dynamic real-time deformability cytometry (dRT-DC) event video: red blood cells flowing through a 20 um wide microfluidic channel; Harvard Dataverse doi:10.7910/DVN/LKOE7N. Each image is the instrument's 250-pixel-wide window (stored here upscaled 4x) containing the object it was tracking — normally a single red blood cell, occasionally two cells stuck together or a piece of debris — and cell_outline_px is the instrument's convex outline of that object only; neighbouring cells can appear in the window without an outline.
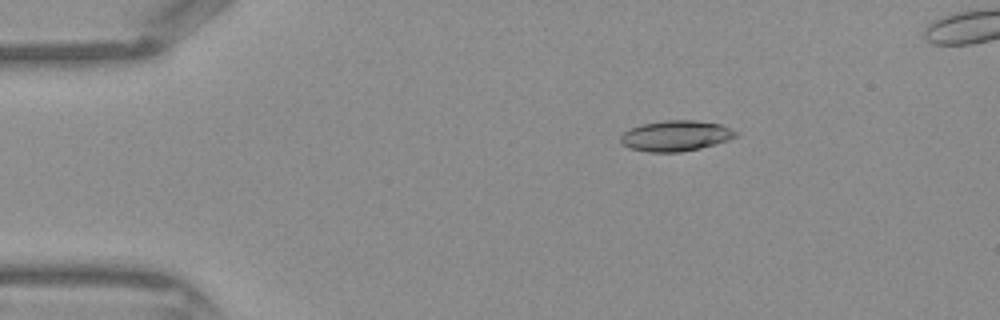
{"species": "Egyptian fruit bat (a non-hibernating species)", "species_latin": "Rousettus aegyptiacus", "temperature_condition": "warm", "stored_images_in_passage": 43, "camera_frame_rate_fps": 3000, "um_per_image_px": 0.085, "frame": {"image": 1, "passage_image": 8, "time_ms": 2.333, "image_size_px": [1000, 320], "cell_outline_px": [[740, 132], [736, 136], [728, 140], [716, 144], [700, 148], [680, 152], [648, 152], [628, 148], [620, 140], [620, 136], [624, 132], [640, 124], [664, 120], [692, 120], [720, 124]], "centroid_in_image_um": [57.45, 11.54], "position_along_channel_um": 27.6, "area_um2": 20.58}}
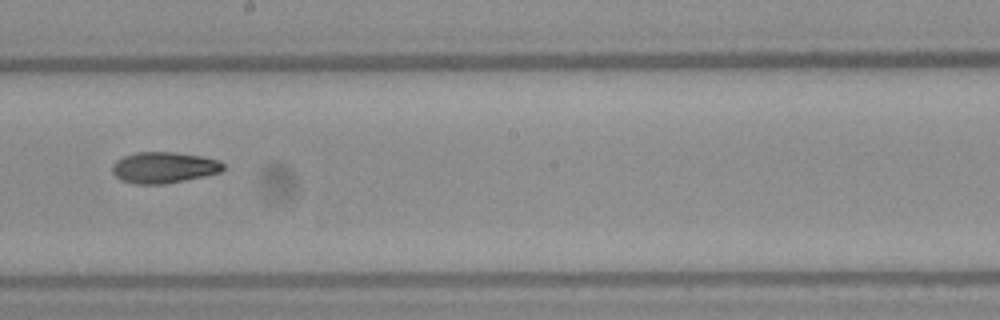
{"frame": {"image": 2, "passage_image": 25, "time_ms": 8.0, "image_size_px": [1000, 320], "cell_outline_px": [[224, 168], [220, 172], [204, 176], [164, 184], [136, 184], [120, 180], [112, 172], [112, 164], [116, 160], [124, 156], [136, 152], [172, 152], [204, 156], [220, 160], [224, 164]], "centroid_in_image_um": [13.93, 14.23], "position_along_channel_um": 234.3, "area_um2": 20.23}}
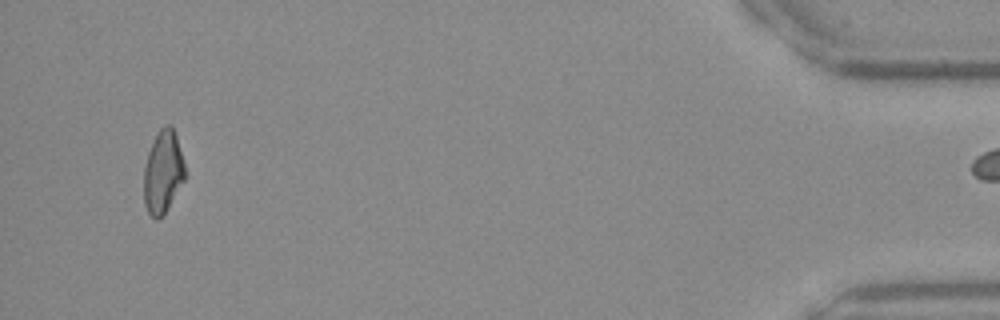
{"frame": {"image": 3, "passage_image": 42, "time_ms": 13.667, "image_size_px": [1000, 320], "cell_outline_px": [[184, 180], [164, 216], [156, 220], [148, 212], [144, 204], [144, 168], [148, 152], [160, 128], [164, 124], [172, 124], [176, 136], [184, 164]], "centroid_in_image_um": [13.84, 14.64], "position_along_channel_um": 421.4, "area_um2": 19.71}}